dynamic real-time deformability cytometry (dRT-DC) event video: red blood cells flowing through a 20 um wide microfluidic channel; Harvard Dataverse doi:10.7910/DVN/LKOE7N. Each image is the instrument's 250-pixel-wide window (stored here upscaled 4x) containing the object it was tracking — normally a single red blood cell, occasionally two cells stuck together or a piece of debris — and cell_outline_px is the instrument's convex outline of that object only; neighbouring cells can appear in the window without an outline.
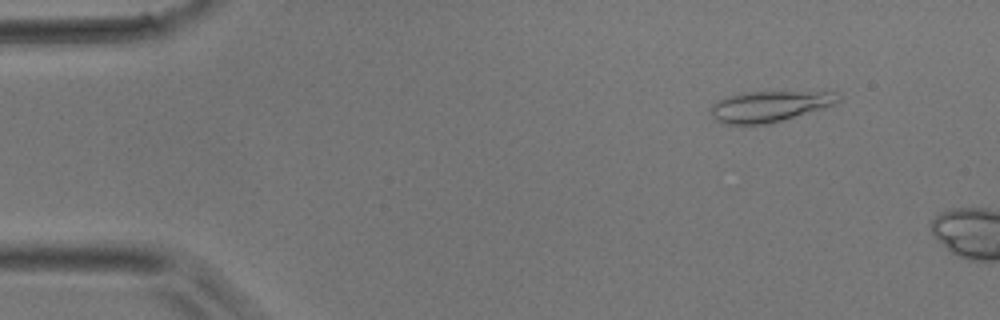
{"species": "common noctule bat (a hibernating species)", "species_latin": "Nyctalus noctula", "temperature_condition": "room temperature", "stored_images_in_passage": 8, "camera_frame_rate_fps": 3000, "um_per_image_px": 0.085, "animal": {"sex": "male", "body_mass_g": 17.9}, "frame": {"image": 1, "passage_image": 5, "time_ms": 1.333, "image_size_px": [1000, 320], "cell_outline_px": [[840, 100], [836, 104], [824, 108], [772, 124], [724, 124], [716, 120], [712, 116], [712, 104], [716, 100], [724, 96], [744, 92], [836, 92]], "centroid_in_image_um": [65.39, 9.05], "position_along_channel_um": 19.6, "area_um2": 23.06}}